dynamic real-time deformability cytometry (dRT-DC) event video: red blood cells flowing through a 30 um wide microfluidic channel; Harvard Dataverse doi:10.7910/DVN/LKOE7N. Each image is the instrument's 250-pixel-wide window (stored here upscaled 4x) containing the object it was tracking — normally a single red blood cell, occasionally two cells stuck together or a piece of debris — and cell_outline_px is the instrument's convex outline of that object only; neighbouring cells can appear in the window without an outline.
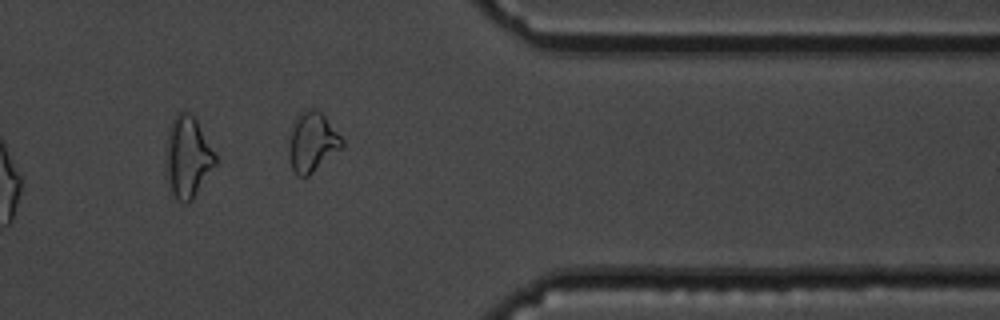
{"species": "common noctule bat (a hibernating species)", "species_latin": "Nyctalus noctula", "temperature_condition": "cold", "stored_images_in_passage": 13, "camera_frame_rate_fps": 3000, "um_per_image_px": 0.085, "animal": {"sex": "male", "body_mass_g": 19.5, "forearm_length_mm": 54.6}, "frame": {"image": 1, "passage_image": 10, "time_ms": 11.333, "image_size_px": [1000, 320], "cell_outline_px": [[344, 148], [308, 176], [296, 176], [292, 172], [288, 152], [292, 128], [300, 112], [312, 108], [316, 108], [324, 116], [344, 140]], "centroid_in_image_um": [26.56, 12.12], "position_along_channel_um": 384.8, "area_um2": 18.5}, "authors_computed_cell_mechanics": {"area_um2": 18.3226, "velocity_mm_per_s": 3.521, "shape_relaxation_time_tau1_ms": 3.7066, "shape_relaxation_time_tau2_ms": null, "deformation_change_tau1": 0.0613, "deformation_change_tau2": null}}